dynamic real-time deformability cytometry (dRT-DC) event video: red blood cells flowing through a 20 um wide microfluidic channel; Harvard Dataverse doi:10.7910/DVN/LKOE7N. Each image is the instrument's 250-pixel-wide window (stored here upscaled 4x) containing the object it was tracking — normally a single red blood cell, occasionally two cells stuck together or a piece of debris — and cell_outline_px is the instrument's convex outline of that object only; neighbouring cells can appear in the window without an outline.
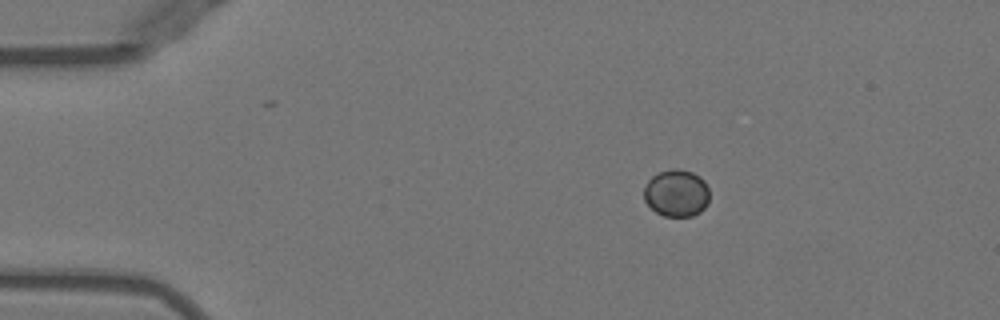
{"species": "Egyptian fruit bat (a non-hibernating species)", "species_latin": "Rousettus aegyptiacus", "temperature_condition": "warm", "stored_images_in_passage": 16, "camera_frame_rate_fps": 3000, "um_per_image_px": 0.085, "animal": {"sex": "female"}, "frame": {"image": 1, "passage_image": 1, "time_ms": 0.0, "image_size_px": [1000, 320], "cell_outline_px": [[708, 204], [700, 212], [692, 216], [664, 216], [656, 212], [644, 200], [644, 188], [648, 180], [652, 176], [660, 172], [672, 168], [680, 168], [692, 172], [700, 176], [704, 180], [708, 188]], "centroid_in_image_um": [57.51, 16.4], "position_along_channel_um": 27.5, "area_um2": 18.09}}
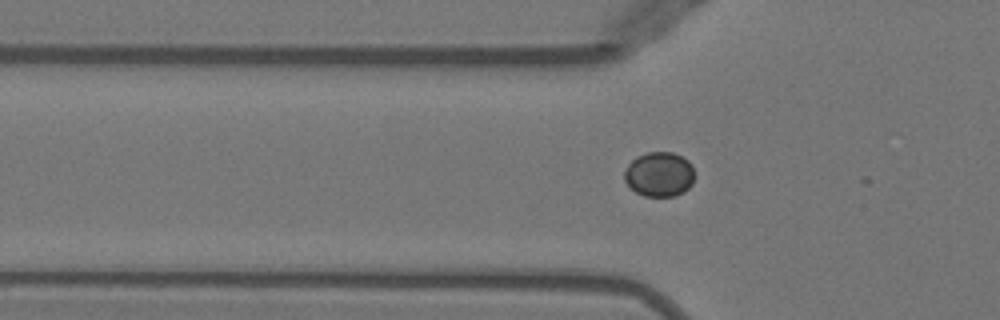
{"frame": {"image": 2, "passage_image": 9, "time_ms": 2.667, "image_size_px": [1000, 320], "cell_outline_px": [[692, 184], [684, 192], [676, 196], [644, 196], [636, 192], [624, 180], [624, 172], [628, 164], [636, 156], [648, 152], [672, 152], [688, 160], [692, 164]], "centroid_in_image_um": [56.02, 14.81], "position_along_channel_um": 69.8, "area_um2": 18.21}}
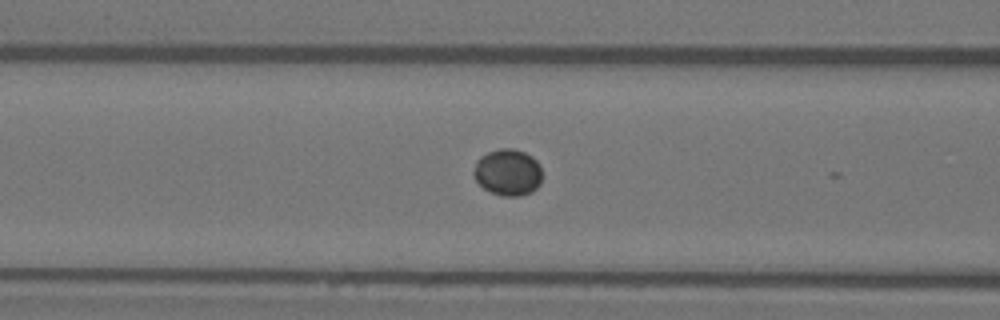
{"frame": {"image": 3, "passage_image": 13, "time_ms": 4.0, "image_size_px": [1000, 320], "cell_outline_px": [[540, 184], [532, 192], [520, 196], [504, 196], [492, 192], [484, 188], [476, 180], [472, 172], [476, 160], [480, 156], [488, 152], [500, 148], [512, 148], [524, 152], [532, 156], [540, 164]], "centroid_in_image_um": [43.15, 14.63], "position_along_channel_um": 123.4, "area_um2": 18.61}}